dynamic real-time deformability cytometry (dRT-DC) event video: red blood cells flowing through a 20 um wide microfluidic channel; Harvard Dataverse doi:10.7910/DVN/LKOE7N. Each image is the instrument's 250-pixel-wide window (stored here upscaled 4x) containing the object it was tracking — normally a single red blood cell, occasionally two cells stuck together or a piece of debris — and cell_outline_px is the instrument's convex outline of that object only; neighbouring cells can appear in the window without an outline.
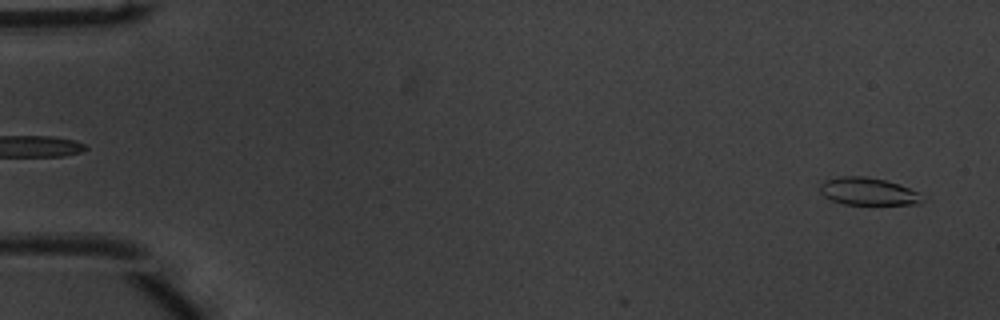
{"species": "common noctule bat (a hibernating species)", "species_latin": "Nyctalus noctula", "temperature_condition": "warm", "stored_images_in_passage": 52, "camera_frame_rate_fps": 3000, "um_per_image_px": 0.085, "animal": {"sex": "male", "body_mass_g": 20.1, "forearm_length_mm": 53.5}, "frame": {"image": 1, "passage_image": 2, "time_ms": 0.333, "image_size_px": [1000, 320], "cell_outline_px": [[924, 200], [920, 204], [844, 204], [832, 200], [824, 196], [820, 192], [820, 184], [824, 180], [840, 176], [864, 176], [884, 180], [900, 184], [920, 192]], "centroid_in_image_um": [73.81, 16.27], "position_along_channel_um": 11.2, "area_um2": 16.47}}
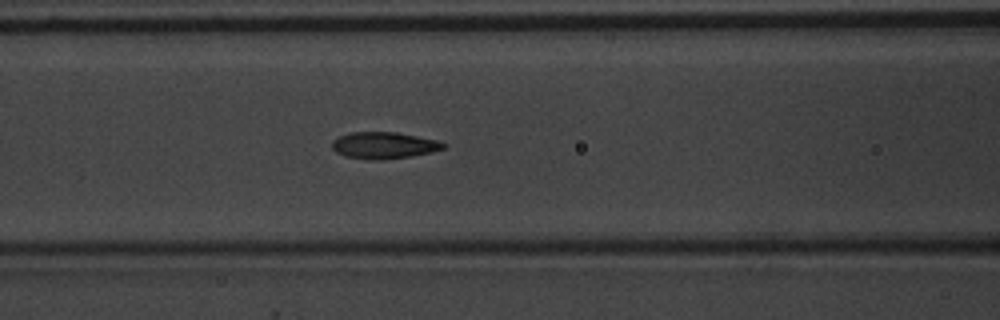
{"frame": {"image": 2, "passage_image": 22, "time_ms": 7.0, "image_size_px": [1000, 320], "cell_outline_px": [[448, 144], [444, 148], [412, 156], [380, 160], [368, 160], [344, 156], [336, 152], [332, 148], [332, 140], [340, 136], [352, 132], [396, 132], [436, 140]], "centroid_in_image_um": [32.59, 12.36], "position_along_channel_um": 134.0, "area_um2": 17.22}}
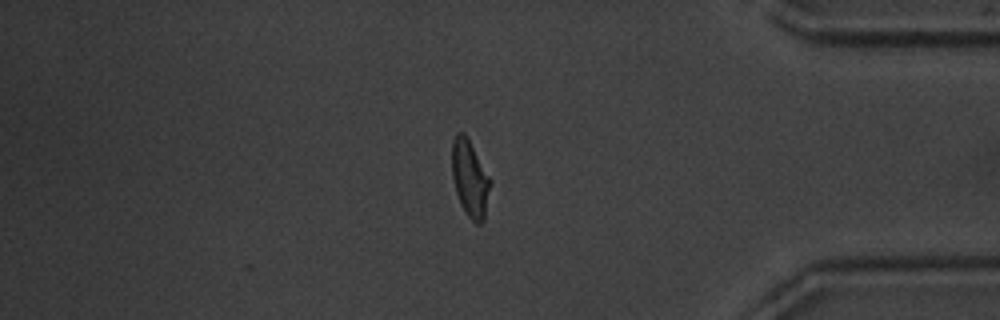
{"frame": {"image": 3, "passage_image": 44, "time_ms": 14.333, "image_size_px": [1000, 320], "cell_outline_px": [[492, 180], [484, 220], [480, 224], [476, 224], [464, 212], [460, 204], [456, 192], [452, 176], [452, 140], [456, 132], [464, 132]], "centroid_in_image_um": [39.94, 15.18], "position_along_channel_um": 395.3, "area_um2": 17.28}, "authors_computed_cell_mechanics": {"area_um2": 16.8776, "velocity_mm_per_s": 3.9089, "shape_relaxation_time_tau1_ms": 2.6033, "shape_relaxation_time_tau2_ms": 0.9077, "deformation_change_tau1": 0.1528, "deformation_change_tau2": 0.0606}}